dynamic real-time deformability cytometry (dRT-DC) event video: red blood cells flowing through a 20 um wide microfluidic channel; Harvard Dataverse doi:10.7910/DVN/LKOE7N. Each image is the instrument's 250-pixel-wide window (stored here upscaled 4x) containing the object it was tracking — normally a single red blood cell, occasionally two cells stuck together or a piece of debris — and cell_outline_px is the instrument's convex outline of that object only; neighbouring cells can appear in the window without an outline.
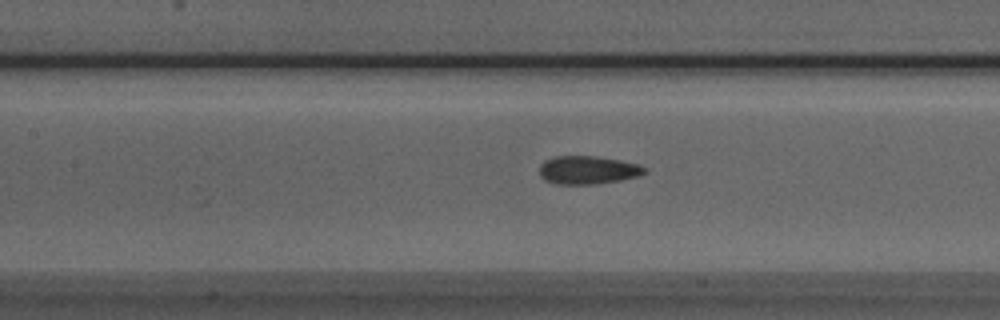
{"species": "Egyptian fruit bat (a non-hibernating species)", "species_latin": "Rousettus aegyptiacus", "temperature_condition": "room temperature", "stored_images_in_passage": 35, "camera_frame_rate_fps": 3000, "um_per_image_px": 0.085, "animal": {"sex": "male"}, "frame": {"image": 1, "passage_image": 11, "time_ms": 3.333, "image_size_px": [1000, 320], "cell_outline_px": [[648, 172], [640, 176], [620, 180], [592, 184], [556, 184], [544, 180], [540, 176], [540, 164], [544, 160], [556, 156], [596, 156], [620, 160], [640, 164], [648, 168]], "centroid_in_image_um": [50.0, 14.45], "position_along_channel_um": 157.4, "area_um2": 17.51}}
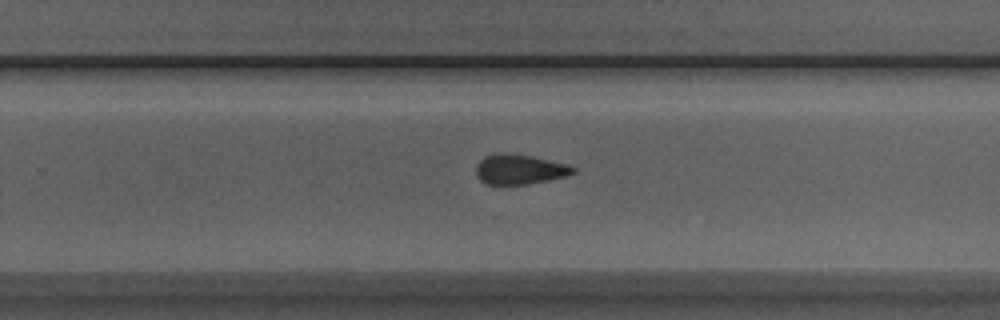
{"frame": {"image": 2, "passage_image": 21, "time_ms": 6.667, "image_size_px": [1000, 320], "cell_outline_px": [[576, 172], [568, 176], [548, 180], [524, 184], [488, 184], [480, 180], [476, 176], [476, 164], [484, 156], [496, 152], [532, 156], [568, 164], [576, 168]], "centroid_in_image_um": [44.16, 14.38], "position_along_channel_um": 285.6, "area_um2": 16.99}}
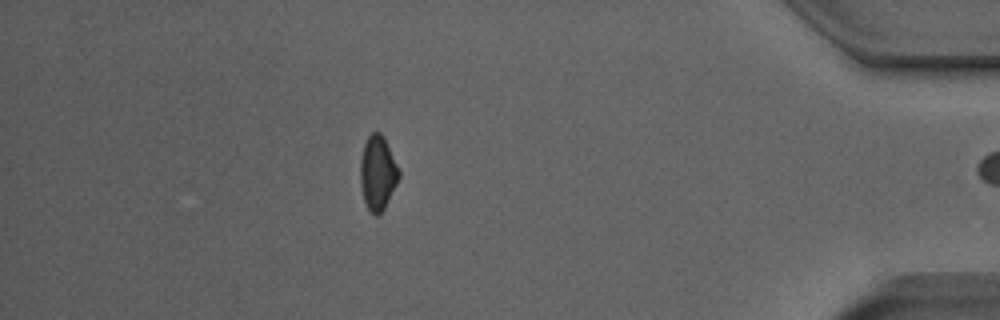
{"frame": {"image": 3, "passage_image": 34, "time_ms": 11.0, "image_size_px": [1000, 320], "cell_outline_px": [[400, 176], [384, 208], [376, 216], [368, 208], [364, 200], [360, 184], [360, 160], [364, 144], [368, 136], [372, 132], [380, 132], [384, 136], [400, 168]], "centroid_in_image_um": [32.11, 14.64], "position_along_channel_um": 403.1, "area_um2": 16.76}, "authors_computed_cell_mechanics": {"area_um2": 17.2822, "velocity_mm_per_s": 3.8583, "shape_relaxation_time_tau1_ms": 3.7692, "shape_relaxation_time_tau2_ms": 2.2061, "deformation_change_tau1": 0.108, "deformation_change_tau2": 0.0973}}